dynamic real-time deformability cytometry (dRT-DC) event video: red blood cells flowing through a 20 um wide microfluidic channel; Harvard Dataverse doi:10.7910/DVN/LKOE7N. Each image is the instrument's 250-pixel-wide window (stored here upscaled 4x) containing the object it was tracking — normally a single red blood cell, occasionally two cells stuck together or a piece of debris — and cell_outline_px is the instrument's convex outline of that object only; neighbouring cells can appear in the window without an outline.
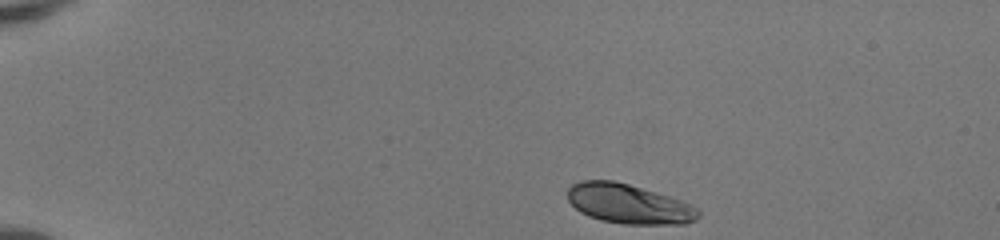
{"species": "human", "species_latin": "Homo sapiens", "temperature_condition": "room temperature", "stored_images_in_passage": 42, "camera_frame_rate_fps": 3000, "um_per_image_px": 0.085, "donor": {"sex": "female"}, "frame": {"image": 1, "passage_image": 1, "time_ms": 0.0, "image_size_px": [1000, 240], "cell_outline_px": [[700, 216], [696, 220], [684, 224], [624, 224], [600, 220], [588, 216], [580, 212], [568, 200], [568, 188], [572, 184], [580, 180], [612, 180], [628, 184], [656, 192], [680, 200], [696, 208], [700, 212]], "centroid_in_image_um": [53.42, 17.33], "position_along_channel_um": 31.6, "area_um2": 30.06}}
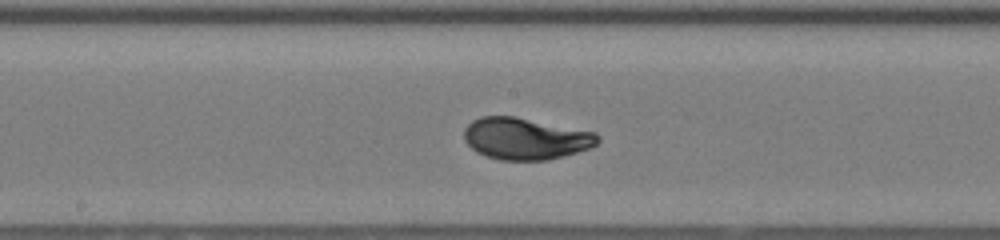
{"frame": {"image": 2, "passage_image": 20, "time_ms": 6.333, "image_size_px": [1000, 240], "cell_outline_px": [[600, 140], [592, 148], [564, 156], [548, 160], [500, 160], [476, 152], [464, 140], [464, 128], [472, 120], [480, 116], [516, 116], [596, 132], [600, 136]], "centroid_in_image_um": [44.69, 11.77], "position_along_channel_um": 203.5, "area_um2": 32.83}}
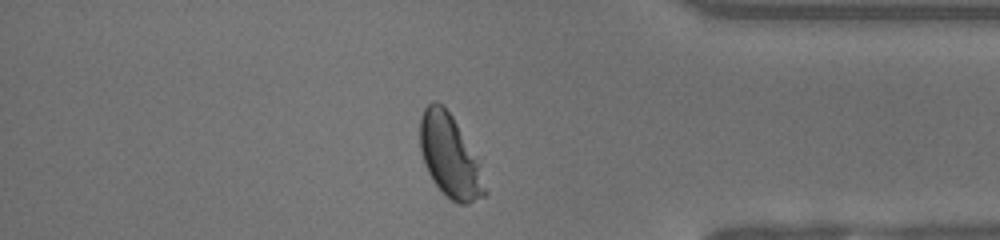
{"frame": {"image": 3, "passage_image": 35, "time_ms": 11.333, "image_size_px": [1000, 240], "cell_outline_px": [[488, 192], [484, 196], [468, 204], [460, 204], [452, 200], [432, 180], [424, 164], [420, 148], [420, 116], [424, 108], [432, 100], [436, 100], [452, 116], [476, 164]], "centroid_in_image_um": [38.16, 13.28], "position_along_channel_um": 397.0, "area_um2": 29.77}, "authors_computed_cell_mechanics": {"area_um2": 31.4721, "velocity_mm_per_s": 4.1584, "shape_relaxation_time_tau1_ms": 2.2009, "shape_relaxation_time_tau2_ms": null, "deformation_change_tau1": 0.1627, "deformation_change_tau2": null}}